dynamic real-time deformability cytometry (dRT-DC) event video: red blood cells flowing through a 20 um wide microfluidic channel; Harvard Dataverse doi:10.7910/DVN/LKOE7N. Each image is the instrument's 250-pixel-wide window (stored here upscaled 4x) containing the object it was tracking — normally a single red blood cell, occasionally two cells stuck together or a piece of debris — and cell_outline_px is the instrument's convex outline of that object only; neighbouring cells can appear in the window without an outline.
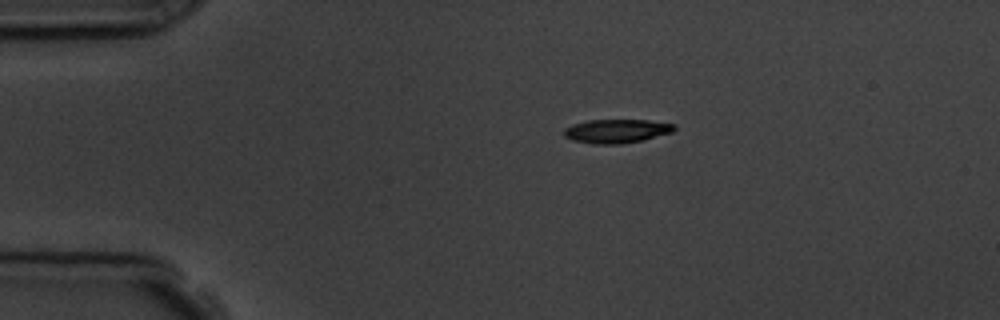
{"species": "common noctule bat (a hibernating species)", "species_latin": "Nyctalus noctula", "temperature_condition": "room temperature", "stored_images_in_passage": 3, "camera_frame_rate_fps": 3000, "um_per_image_px": 0.085, "animal": {"sex": "male", "body_mass_g": 19.5, "forearm_length_mm": 54.6}, "frame": {"image": 1, "passage_image": 1, "time_ms": 0.0, "image_size_px": [1000, 320], "cell_outline_px": [[676, 128], [672, 132], [644, 140], [620, 144], [596, 144], [572, 140], [564, 136], [564, 128], [572, 124], [588, 120], [648, 120], [676, 124]], "centroid_in_image_um": [52.42, 11.14], "position_along_channel_um": 32.6, "area_um2": 15.37}}
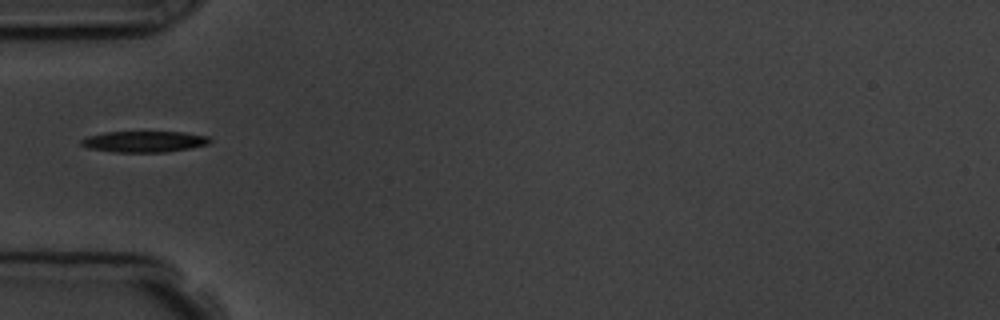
{"frame": {"image": 2, "passage_image": 3, "time_ms": 2.333, "image_size_px": [1000, 320], "cell_outline_px": [[212, 140], [208, 144], [188, 148], [164, 152], [112, 152], [88, 148], [80, 144], [80, 140], [88, 136], [104, 132], [184, 132], [208, 136]], "centroid_in_image_um": [12.23, 12.03], "position_along_channel_um": 72.8, "area_um2": 15.78}}